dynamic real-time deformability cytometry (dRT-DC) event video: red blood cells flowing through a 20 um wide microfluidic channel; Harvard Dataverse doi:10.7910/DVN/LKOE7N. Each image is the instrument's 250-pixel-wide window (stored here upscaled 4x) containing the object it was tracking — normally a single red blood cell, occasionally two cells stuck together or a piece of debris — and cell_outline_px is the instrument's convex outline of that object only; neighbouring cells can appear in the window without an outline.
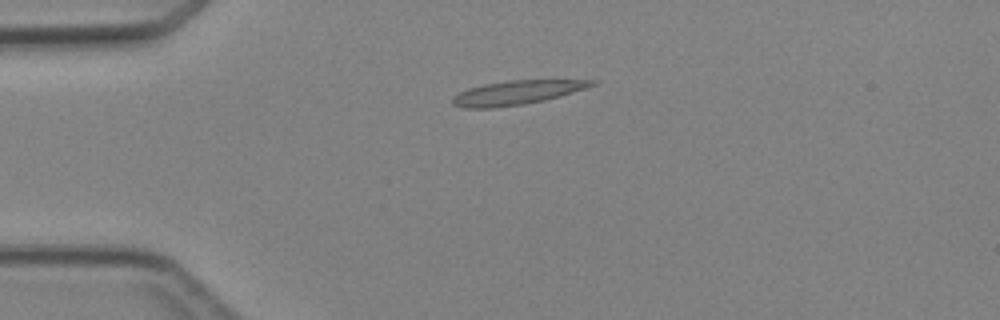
{"species": "Egyptian fruit bat (a non-hibernating species)", "species_latin": "Rousettus aegyptiacus", "temperature_condition": "cold", "stored_images_in_passage": 4, "camera_frame_rate_fps": 3000, "um_per_image_px": 0.085, "animal": {"sex": "female"}, "frame": {"image": 1, "passage_image": 1, "time_ms": 0.0, "image_size_px": [1000, 320], "cell_outline_px": [[600, 80], [596, 84], [588, 88], [560, 96], [544, 100], [524, 104], [492, 108], [464, 108], [452, 104], [452, 96], [468, 88], [484, 84], [508, 80]], "centroid_in_image_um": [43.94, 7.87], "position_along_channel_um": 41.1, "area_um2": 19.59}}
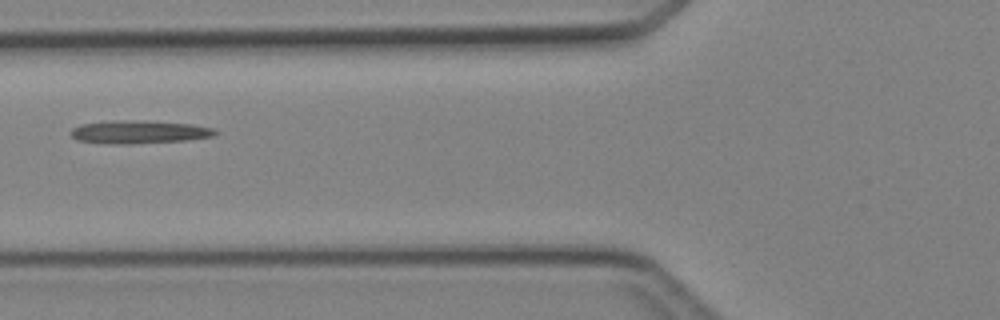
{"frame": {"image": 2, "passage_image": 3, "time_ms": 2.333, "image_size_px": [1000, 320], "cell_outline_px": [[216, 132], [212, 136], [188, 140], [132, 144], [108, 144], [76, 140], [68, 132], [72, 128], [80, 124], [112, 120], [144, 120], [192, 124], [212, 128]], "centroid_in_image_um": [11.74, 11.21], "position_along_channel_um": 114.1, "area_um2": 19.65}}
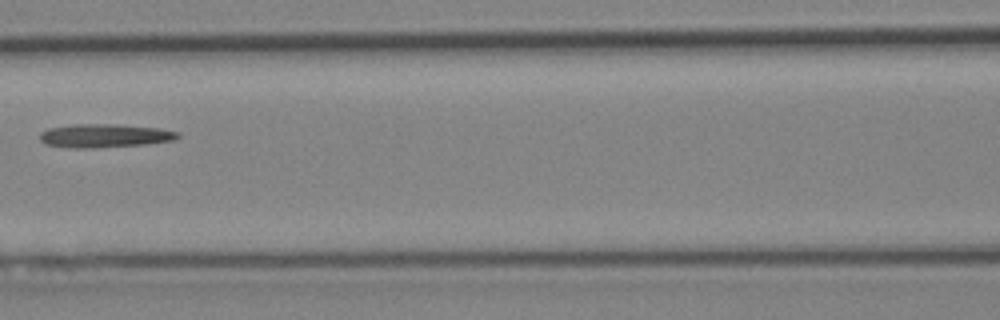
{"frame": {"image": 3, "passage_image": 4, "time_ms": 3.333, "image_size_px": [1000, 320], "cell_outline_px": [[180, 136], [176, 140], [148, 144], [96, 148], [72, 148], [44, 144], [40, 140], [40, 132], [48, 128], [72, 124], [112, 124], [160, 128], [180, 132]], "centroid_in_image_um": [8.91, 11.54], "position_along_channel_um": 157.7, "area_um2": 19.19}}